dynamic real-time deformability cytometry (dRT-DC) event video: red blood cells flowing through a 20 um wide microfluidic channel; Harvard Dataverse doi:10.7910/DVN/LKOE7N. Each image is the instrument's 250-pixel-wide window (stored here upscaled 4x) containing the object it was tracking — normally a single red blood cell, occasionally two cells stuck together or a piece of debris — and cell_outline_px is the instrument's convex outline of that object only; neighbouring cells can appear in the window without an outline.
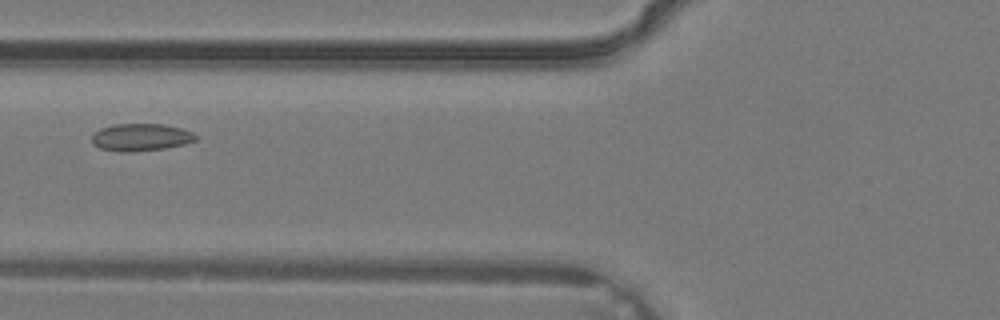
{"species": "common noctule bat (a hibernating species)", "species_latin": "Nyctalus noctula", "temperature_condition": "warm", "stored_images_in_passage": 4, "camera_frame_rate_fps": 3000, "um_per_image_px": 0.085, "animal": {"sex": "male", "body_mass_g": 19.2, "forearm_length_mm": 51.8}, "frame": {"image": 1, "passage_image": 4, "time_ms": 1.0, "image_size_px": [1000, 320], "cell_outline_px": [[200, 136], [196, 140], [184, 144], [164, 148], [132, 152], [120, 152], [100, 148], [92, 140], [92, 136], [100, 128], [112, 124], [164, 124], [180, 128], [192, 132]], "centroid_in_image_um": [12.0, 11.66], "position_along_channel_um": 113.8, "area_um2": 16.53}}